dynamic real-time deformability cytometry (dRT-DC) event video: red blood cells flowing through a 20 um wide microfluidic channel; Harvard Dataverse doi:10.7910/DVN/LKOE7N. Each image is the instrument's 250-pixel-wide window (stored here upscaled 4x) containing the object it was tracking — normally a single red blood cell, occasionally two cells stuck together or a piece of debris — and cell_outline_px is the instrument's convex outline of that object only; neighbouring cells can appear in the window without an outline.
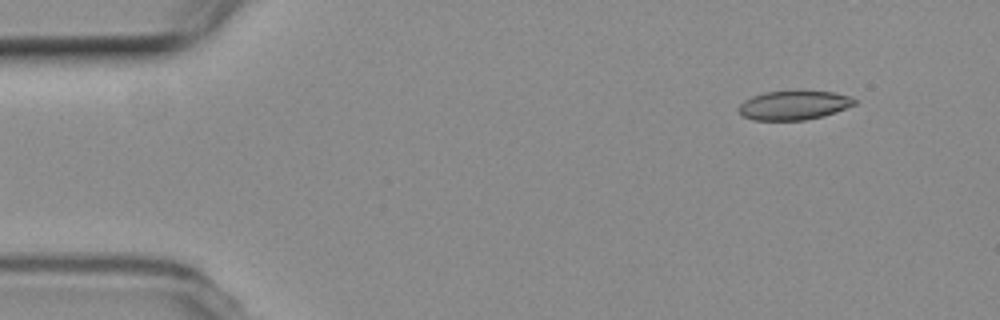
{"species": "common noctule bat (a hibernating species)", "species_latin": "Nyctalus noctula", "temperature_condition": "room temperature", "stored_images_in_passage": 8, "camera_frame_rate_fps": 3000, "um_per_image_px": 0.085, "animal": {"sex": "female", "body_mass_g": 19.3, "forearm_length_mm": 54.1}, "frame": {"image": 1, "passage_image": 2, "time_ms": 1.333, "image_size_px": [1000, 320], "cell_outline_px": [[856, 104], [824, 116], [804, 120], [752, 120], [744, 116], [740, 112], [740, 104], [744, 100], [752, 96], [764, 92], [836, 92], [852, 96], [856, 100]], "centroid_in_image_um": [67.5, 8.95], "position_along_channel_um": 17.5, "area_um2": 19.36}}
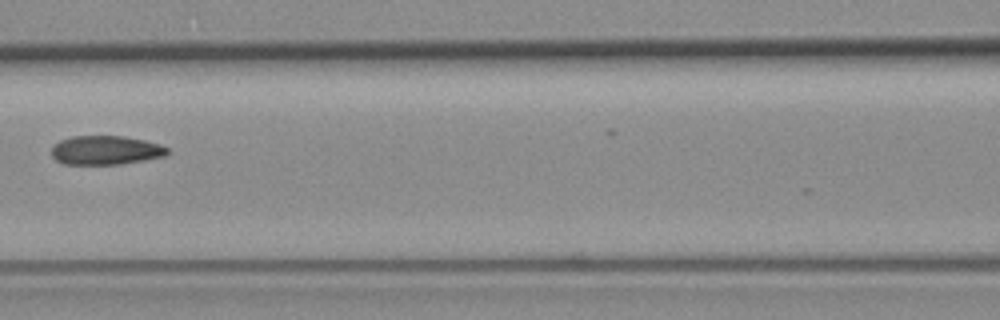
{"frame": {"image": 2, "passage_image": 7, "time_ms": 8.0, "image_size_px": [1000, 320], "cell_outline_px": [[168, 152], [164, 156], [144, 160], [120, 164], [64, 164], [56, 160], [52, 156], [52, 148], [60, 140], [72, 136], [124, 136], [144, 140], [160, 144], [168, 148]], "centroid_in_image_um": [8.98, 12.76], "position_along_channel_um": 157.6, "area_um2": 19.48}}
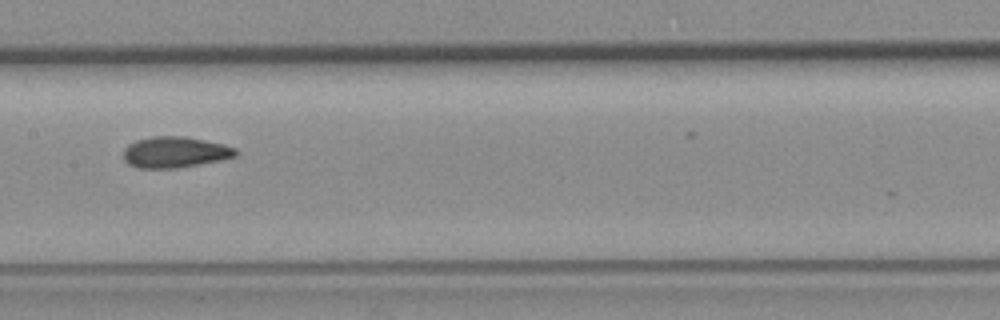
{"frame": {"image": 3, "passage_image": 8, "time_ms": 9.0, "image_size_px": [1000, 320], "cell_outline_px": [[240, 152], [236, 156], [220, 160], [176, 168], [136, 168], [128, 164], [124, 160], [124, 148], [128, 144], [136, 140], [152, 136], [184, 136], [224, 144], [236, 148]], "centroid_in_image_um": [14.87, 12.93], "position_along_channel_um": 192.5, "area_um2": 20.4}}